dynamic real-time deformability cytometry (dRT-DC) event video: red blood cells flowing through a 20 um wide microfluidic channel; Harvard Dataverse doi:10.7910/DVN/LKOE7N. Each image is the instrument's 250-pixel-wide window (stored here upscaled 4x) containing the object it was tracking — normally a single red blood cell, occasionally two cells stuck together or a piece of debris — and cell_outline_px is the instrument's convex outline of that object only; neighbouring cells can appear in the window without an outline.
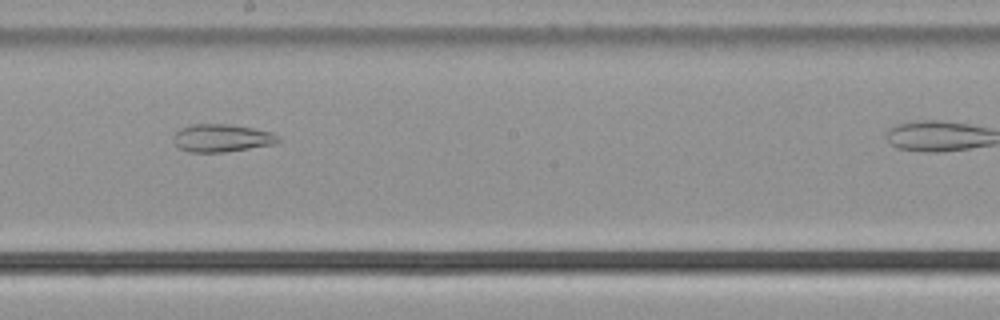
{"species": "common noctule bat (a hibernating species)", "species_latin": "Nyctalus noctula", "temperature_condition": "cold", "stored_images_in_passage": 35, "camera_frame_rate_fps": 3000, "um_per_image_px": 0.085, "animal": {"sex": "male", "body_mass_g": 21.5, "forearm_length_mm": 52.0}, "frame": {"image": 1, "passage_image": 25, "time_ms": 8.0, "image_size_px": [1000, 320], "cell_outline_px": [[280, 140], [276, 144], [224, 152], [188, 152], [180, 148], [172, 140], [172, 136], [180, 128], [192, 124], [228, 124], [252, 128], [272, 132], [280, 136]], "centroid_in_image_um": [18.85, 11.73], "position_along_channel_um": 229.4, "area_um2": 17.05}}